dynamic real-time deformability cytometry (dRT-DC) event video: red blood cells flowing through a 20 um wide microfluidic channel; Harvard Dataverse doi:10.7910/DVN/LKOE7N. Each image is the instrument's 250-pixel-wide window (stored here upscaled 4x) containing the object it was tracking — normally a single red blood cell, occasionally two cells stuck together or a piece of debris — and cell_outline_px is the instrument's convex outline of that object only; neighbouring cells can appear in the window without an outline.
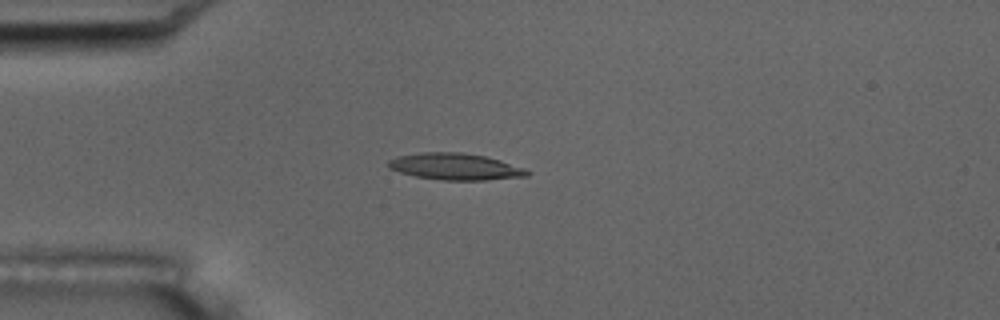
{"species": "common noctule bat (a hibernating species)", "species_latin": "Nyctalus noctula", "temperature_condition": "room temperature", "stored_images_in_passage": 3, "camera_frame_rate_fps": 3000, "um_per_image_px": 0.085, "animal": {"sex": "male", "body_mass_g": 17.5, "forearm_length_mm": 52.3}, "frame": {"image": 1, "passage_image": 2, "time_ms": 1.0, "image_size_px": [1000, 320], "cell_outline_px": [[532, 172], [528, 176], [488, 180], [444, 180], [416, 176], [400, 172], [388, 168], [388, 160], [396, 156], [420, 152], [460, 152], [484, 156], [500, 160], [524, 168]], "centroid_in_image_um": [38.7, 14.16], "position_along_channel_um": 46.3, "area_um2": 21.56}}